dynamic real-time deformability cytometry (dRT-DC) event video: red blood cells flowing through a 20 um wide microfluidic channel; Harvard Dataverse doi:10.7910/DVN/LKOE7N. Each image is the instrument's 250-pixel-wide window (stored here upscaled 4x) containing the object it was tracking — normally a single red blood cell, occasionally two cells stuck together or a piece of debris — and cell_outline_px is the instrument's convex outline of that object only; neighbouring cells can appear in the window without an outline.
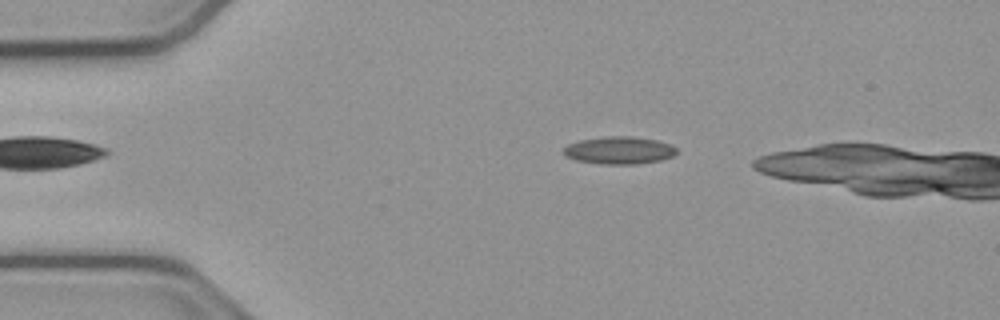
{"species": "common noctule bat (a hibernating species)", "species_latin": "Nyctalus noctula", "temperature_condition": "cold", "stored_images_in_passage": 4, "camera_frame_rate_fps": 3000, "um_per_image_px": 0.085, "animal": {"sex": "male", "body_mass_g": 23.1, "forearm_length_mm": 52.7}, "frame": {"image": 1, "passage_image": 1, "time_ms": 0.0, "image_size_px": [1000, 320], "cell_outline_px": [[676, 152], [672, 156], [660, 160], [636, 164], [600, 164], [576, 160], [564, 156], [564, 148], [568, 144], [580, 140], [608, 136], [632, 136], [656, 140], [672, 144], [676, 148]], "centroid_in_image_um": [52.62, 12.77], "position_along_channel_um": 32.4, "area_um2": 18.09}}